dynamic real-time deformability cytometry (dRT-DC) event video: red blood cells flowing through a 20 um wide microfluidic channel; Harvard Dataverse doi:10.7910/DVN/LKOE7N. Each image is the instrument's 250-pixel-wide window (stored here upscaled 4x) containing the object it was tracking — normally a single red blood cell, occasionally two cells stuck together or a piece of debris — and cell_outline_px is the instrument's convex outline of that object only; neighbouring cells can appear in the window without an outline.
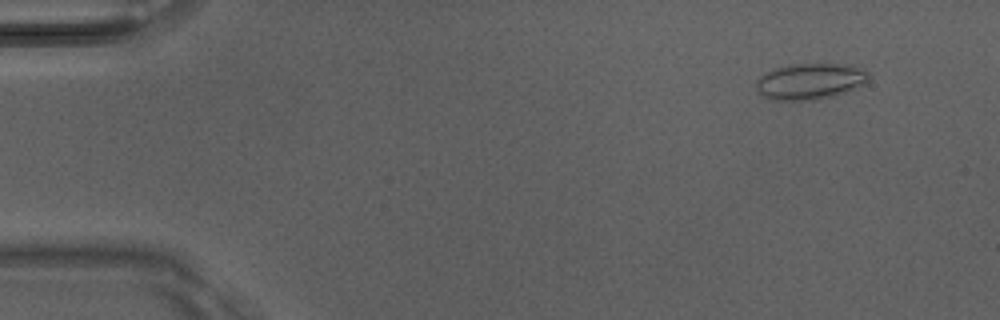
{"species": "Egyptian fruit bat (a non-hibernating species)", "species_latin": "Rousettus aegyptiacus", "temperature_condition": "room temperature", "stored_images_in_passage": 5, "camera_frame_rate_fps": 3000, "um_per_image_px": 0.085, "animal": {"sex": "male"}, "frame": {"image": 1, "passage_image": 2, "time_ms": 0.333, "image_size_px": [1000, 320], "cell_outline_px": [[868, 80], [864, 84], [836, 96], [816, 100], [768, 100], [760, 96], [756, 92], [756, 80], [760, 76], [776, 68], [788, 64], [848, 64], [864, 68], [868, 72]], "centroid_in_image_um": [68.84, 6.93], "position_along_channel_um": 16.2, "area_um2": 24.1}}